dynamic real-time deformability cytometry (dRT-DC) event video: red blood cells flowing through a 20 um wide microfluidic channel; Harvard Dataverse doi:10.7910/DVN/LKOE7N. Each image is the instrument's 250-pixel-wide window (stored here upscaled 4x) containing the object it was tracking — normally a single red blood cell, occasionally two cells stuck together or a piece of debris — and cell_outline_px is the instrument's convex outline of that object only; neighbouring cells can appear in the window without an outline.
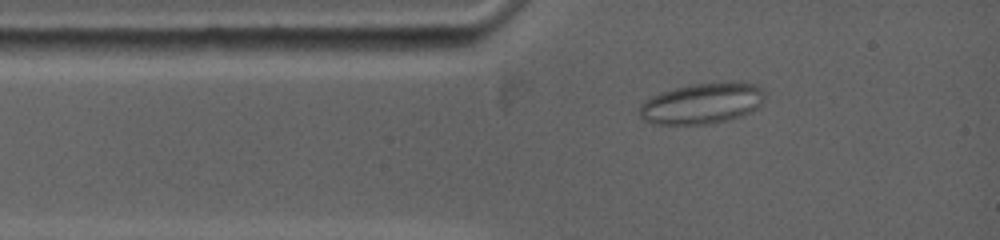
{"species": "common noctule bat (a hibernating species)", "species_latin": "Nyctalus noctula", "temperature_condition": "warm", "stored_images_in_passage": 79, "camera_frame_rate_fps": 5000, "um_per_image_px": 0.085, "animal": {"sex": "female", "body_mass_g": 19.0, "forearm_length_mm": 53.3}, "frame": {"image": 1, "passage_image": 9, "time_ms": 1.6, "image_size_px": [1000, 240], "cell_outline_px": [[764, 96], [760, 104], [756, 108], [740, 116], [728, 120], [708, 124], [652, 124], [644, 120], [640, 116], [640, 104], [652, 96], [676, 88], [692, 84], [732, 80], [744, 80], [756, 84], [760, 88]], "centroid_in_image_um": [59.7, 8.77], "position_along_channel_um": 25.3, "area_um2": 29.94}}
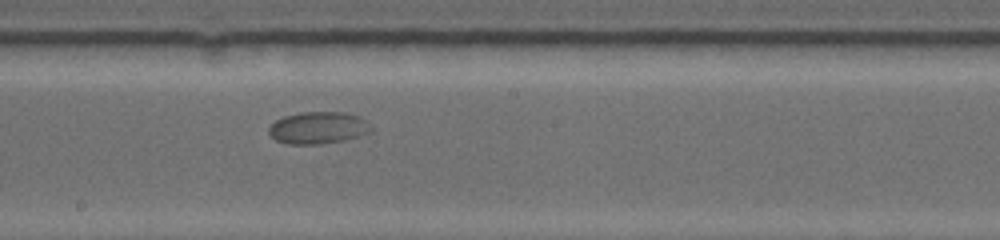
{"frame": {"image": 2, "passage_image": 38, "time_ms": 7.4, "image_size_px": [1000, 240], "cell_outline_px": [[372, 132], [340, 140], [316, 144], [292, 144], [276, 140], [268, 132], [268, 128], [276, 120], [284, 116], [300, 112], [348, 112], [360, 116], [368, 120], [372, 128]], "centroid_in_image_um": [27.07, 10.83], "position_along_channel_um": 221.1, "area_um2": 19.02}}
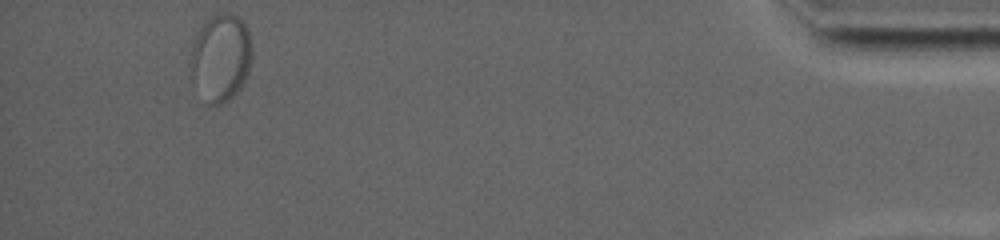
{"frame": {"image": 3, "passage_image": 79, "time_ms": 15.6, "image_size_px": [1000, 240], "cell_outline_px": [[252, 56], [248, 72], [240, 88], [224, 104], [208, 104], [188, 56], [196, 36], [200, 28], [208, 16], [216, 12], [232, 12], [248, 28], [252, 48]], "centroid_in_image_um": [18.81, 4.79], "position_along_channel_um": 416.4, "area_um2": 30.69}}